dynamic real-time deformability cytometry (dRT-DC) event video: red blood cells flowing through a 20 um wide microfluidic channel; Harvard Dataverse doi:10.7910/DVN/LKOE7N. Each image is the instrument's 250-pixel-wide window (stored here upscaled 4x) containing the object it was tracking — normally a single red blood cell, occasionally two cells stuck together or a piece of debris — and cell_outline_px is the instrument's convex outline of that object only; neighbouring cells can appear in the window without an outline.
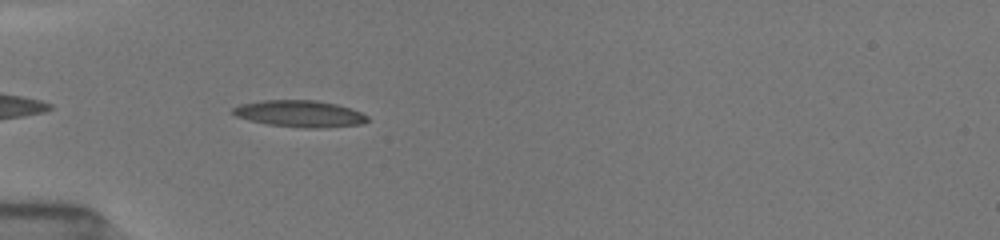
{"species": "common noctule bat (a hibernating species)", "species_latin": "Nyctalus noctula", "temperature_condition": "room temperature", "stored_images_in_passage": 23, "camera_frame_rate_fps": 3000, "um_per_image_px": 0.085, "animal": {"sex": "female", "body_mass_g": 19.5, "forearm_length_mm": 54.1}, "frame": {"image": 1, "passage_image": 4, "time_ms": 0.667, "image_size_px": [1000, 240], "cell_outline_px": [[368, 120], [364, 124], [320, 128], [300, 128], [268, 124], [236, 116], [232, 112], [232, 108], [240, 104], [264, 100], [316, 100], [336, 104], [360, 112], [368, 116]], "centroid_in_image_um": [25.49, 9.67], "position_along_channel_um": 59.5, "area_um2": 20.81}}
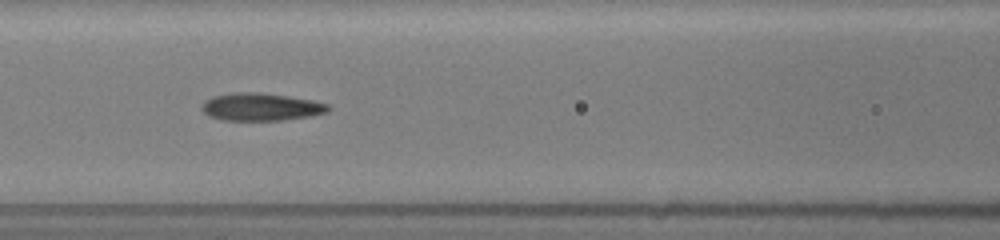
{"frame": {"image": 2, "passage_image": 15, "time_ms": 3.0, "image_size_px": [1000, 240], "cell_outline_px": [[332, 108], [328, 112], [308, 116], [280, 120], [224, 120], [208, 116], [200, 108], [204, 100], [212, 96], [232, 92], [260, 92], [288, 96], [312, 100], [328, 104]], "centroid_in_image_um": [22.15, 9.07], "position_along_channel_um": 144.5, "area_um2": 20.46}}
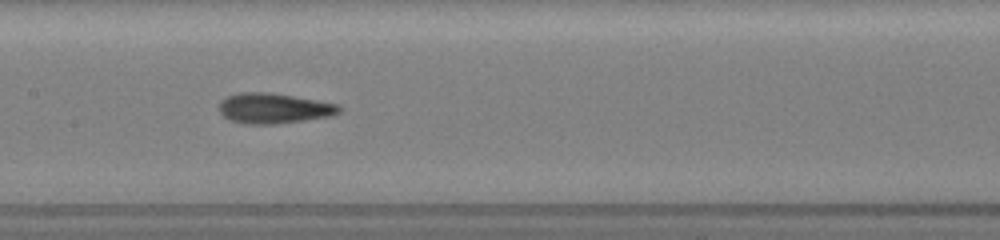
{"frame": {"image": 3, "passage_image": 22, "time_ms": 4.0, "image_size_px": [1000, 240], "cell_outline_px": [[344, 108], [340, 112], [328, 116], [304, 120], [276, 124], [244, 124], [232, 120], [224, 116], [220, 112], [220, 100], [228, 96], [240, 92], [268, 92], [340, 104]], "centroid_in_image_um": [23.29, 9.2], "position_along_channel_um": 184.1, "area_um2": 21.1}}